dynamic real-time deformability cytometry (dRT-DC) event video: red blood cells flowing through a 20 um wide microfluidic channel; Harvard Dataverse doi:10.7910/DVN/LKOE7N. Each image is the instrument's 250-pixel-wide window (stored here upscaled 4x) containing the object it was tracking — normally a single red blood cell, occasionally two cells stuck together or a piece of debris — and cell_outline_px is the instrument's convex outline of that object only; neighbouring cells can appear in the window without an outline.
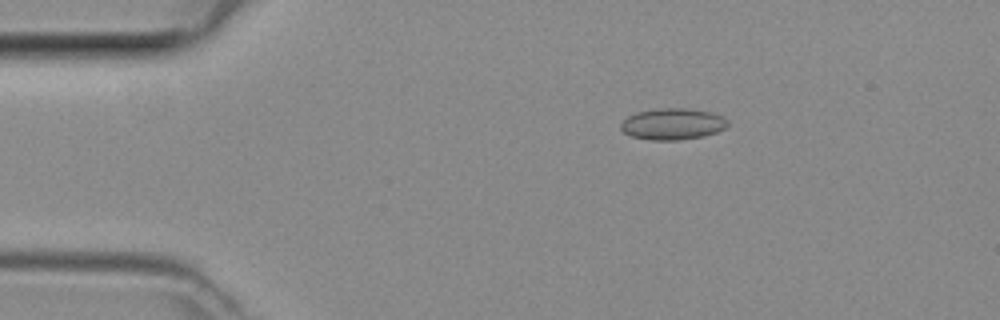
{"species": "common noctule bat (a hibernating species)", "species_latin": "Nyctalus noctula", "temperature_condition": "room temperature", "stored_images_in_passage": 5, "camera_frame_rate_fps": 3000, "um_per_image_px": 0.085, "animal": {"sex": "female", "body_mass_g": 29.2, "forearm_length_mm": 56.3}, "frame": {"image": 1, "passage_image": 2, "time_ms": 0.333, "image_size_px": [1000, 320], "cell_outline_px": [[728, 124], [724, 128], [716, 132], [704, 136], [680, 140], [652, 140], [632, 136], [624, 132], [620, 128], [620, 124], [628, 116], [636, 112], [656, 108], [688, 108], [712, 112], [724, 116], [728, 120]], "centroid_in_image_um": [57.19, 10.53], "position_along_channel_um": 27.8, "area_um2": 19.71}}
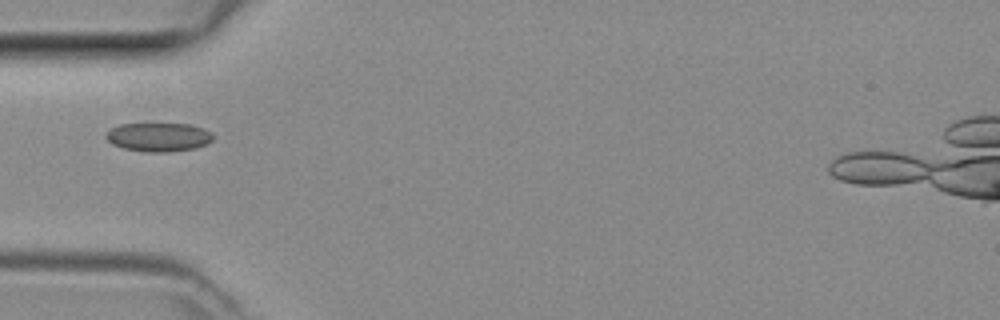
{"frame": {"image": 2, "passage_image": 4, "time_ms": 1.0, "image_size_px": [1000, 320], "cell_outline_px": [[212, 140], [208, 144], [196, 148], [168, 152], [144, 152], [124, 148], [112, 144], [104, 136], [112, 128], [120, 124], [192, 124], [204, 128], [212, 132]], "centroid_in_image_um": [13.51, 11.65], "position_along_channel_um": 71.5, "area_um2": 18.03}}
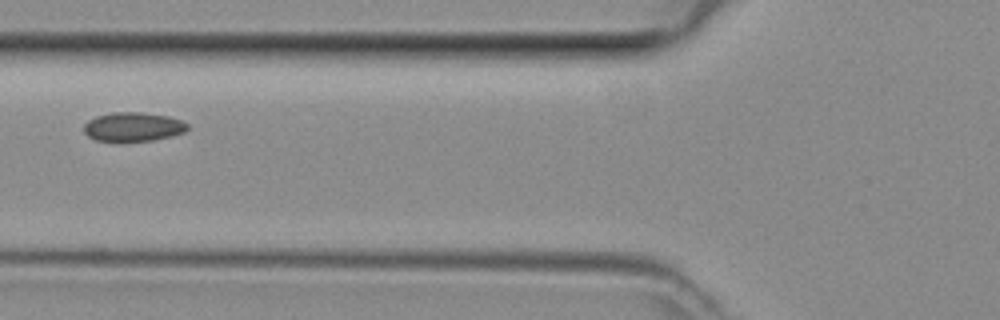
{"frame": {"image": 3, "passage_image": 5, "time_ms": 1.333, "image_size_px": [1000, 320], "cell_outline_px": [[188, 128], [184, 132], [172, 136], [152, 140], [120, 144], [116, 144], [96, 140], [88, 136], [84, 132], [84, 124], [88, 120], [96, 116], [116, 112], [140, 112], [168, 116], [180, 120], [188, 124]], "centroid_in_image_um": [11.27, 10.82], "position_along_channel_um": 114.5, "area_um2": 18.09}}